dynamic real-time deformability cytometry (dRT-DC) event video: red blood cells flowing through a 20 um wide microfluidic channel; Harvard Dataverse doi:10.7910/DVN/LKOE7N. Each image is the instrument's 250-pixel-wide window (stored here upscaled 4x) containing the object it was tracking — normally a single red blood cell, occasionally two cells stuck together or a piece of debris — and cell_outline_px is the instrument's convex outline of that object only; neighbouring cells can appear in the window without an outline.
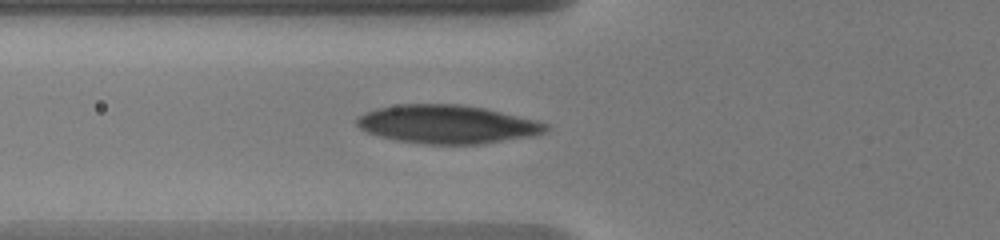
{"species": "human", "species_latin": "Homo sapiens", "temperature_condition": "warm", "stored_images_in_passage": 8, "camera_frame_rate_fps": 3000, "um_per_image_px": 0.085, "donor": {"sex": "male"}, "frame": {"image": 1, "passage_image": 8, "time_ms": 6.667, "image_size_px": [1000, 240], "cell_outline_px": [[548, 132], [536, 136], [480, 144], [424, 144], [396, 140], [380, 136], [368, 132], [360, 128], [356, 124], [356, 120], [360, 116], [376, 108], [400, 104], [460, 104], [484, 108], [536, 120], [548, 124]], "centroid_in_image_um": [38.06, 10.57], "position_along_channel_um": 87.7, "area_um2": 42.37}}